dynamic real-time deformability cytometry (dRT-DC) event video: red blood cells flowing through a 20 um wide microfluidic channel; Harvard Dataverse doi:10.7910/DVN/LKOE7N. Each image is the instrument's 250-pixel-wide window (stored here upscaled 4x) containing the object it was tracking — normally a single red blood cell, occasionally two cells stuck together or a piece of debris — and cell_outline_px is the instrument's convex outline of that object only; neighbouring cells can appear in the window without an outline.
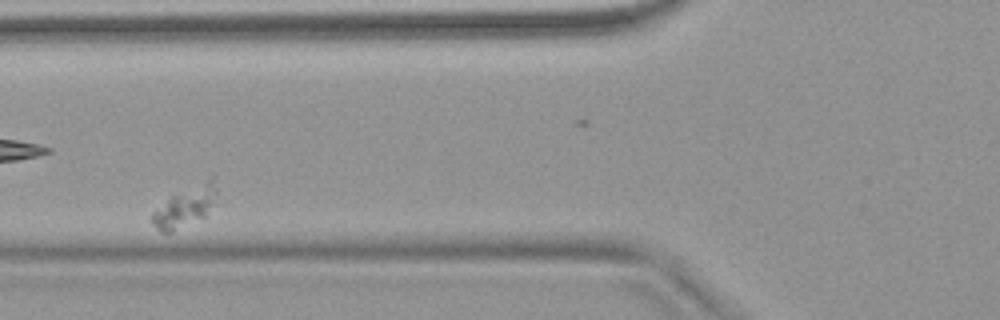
{"species": "common noctule bat (a hibernating species)", "species_latin": "Nyctalus noctula", "temperature_condition": "warm", "stored_images_in_passage": 41, "camera_frame_rate_fps": 3000, "um_per_image_px": 0.085, "animal": {"sex": "female", "body_mass_g": 18.4}, "frame": {"image": 1, "passage_image": 14, "time_ms": 4.333, "image_size_px": [1000, 320], "cell_outline_px": [[216, 192], [204, 216], [172, 232], [160, 232], [156, 228], [152, 220], [152, 212], [172, 196], [212, 176], [216, 188]], "centroid_in_image_um": [15.7, 17.58], "position_along_channel_um": 110.1, "area_um2": 14.22}}
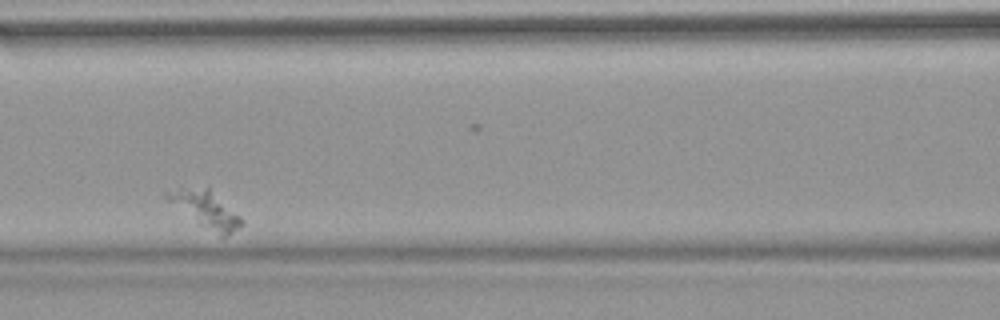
{"frame": {"image": 2, "passage_image": 18, "time_ms": 5.667, "image_size_px": [1000, 320], "cell_outline_px": [[244, 224], [228, 236], [220, 236], [200, 224], [168, 200], [164, 196], [164, 192], [180, 188], [208, 188], [240, 216], [244, 220]], "centroid_in_image_um": [17.53, 17.81], "position_along_channel_um": 149.1, "area_um2": 15.2}}
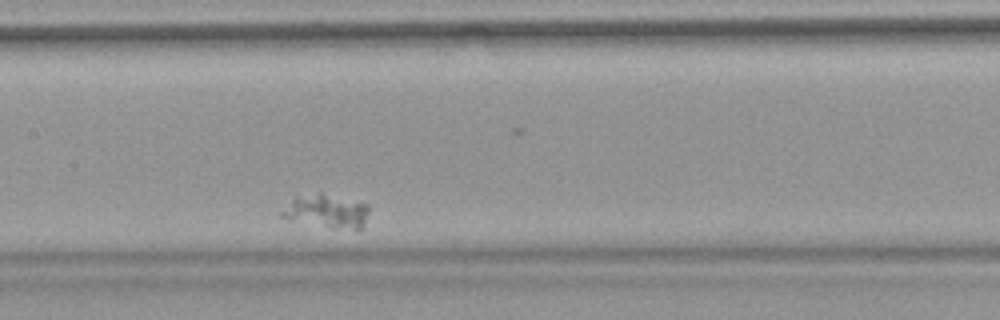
{"frame": {"image": 3, "passage_image": 21, "time_ms": 6.667, "image_size_px": [1000, 320], "cell_outline_px": [[368, 212], [364, 224], [360, 228], [332, 228], [280, 216], [280, 212], [296, 196], [320, 192], [368, 204]], "centroid_in_image_um": [27.78, 17.92], "position_along_channel_um": 179.6, "area_um2": 16.47}}